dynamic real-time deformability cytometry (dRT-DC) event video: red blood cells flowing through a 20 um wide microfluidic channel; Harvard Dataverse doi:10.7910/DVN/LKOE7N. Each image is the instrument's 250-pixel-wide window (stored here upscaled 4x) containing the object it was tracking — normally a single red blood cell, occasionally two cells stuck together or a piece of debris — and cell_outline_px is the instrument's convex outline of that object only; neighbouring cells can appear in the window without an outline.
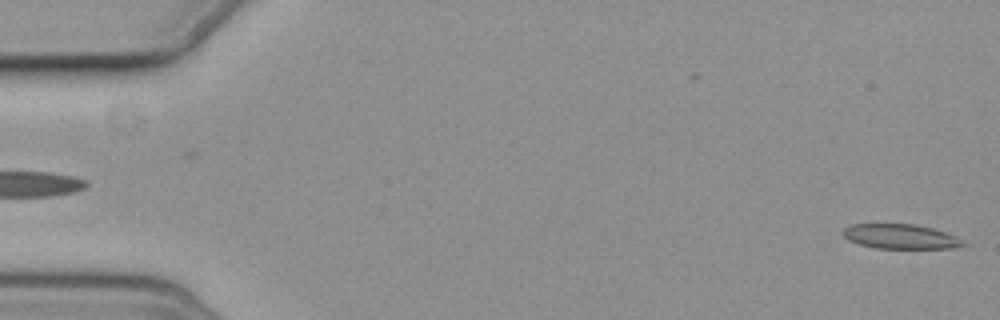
{"species": "common noctule bat (a hibernating species)", "species_latin": "Nyctalus noctula", "temperature_condition": "cold", "stored_images_in_passage": 4, "segment_of_instrument_passage": [2, 2], "camera_frame_rate_fps": 3000, "um_per_image_px": 0.085, "animal": {"sex": "female", "body_mass_g": 19.3, "forearm_length_mm": 54.1}, "frame": {"image": 1, "passage_image": 4, "time_ms": 4.333, "image_size_px": [1000, 320], "cell_outline_px": [[972, 244], [956, 248], [876, 248], [860, 244], [848, 240], [840, 232], [844, 228], [852, 224], [916, 224], [932, 228], [956, 236]], "centroid_in_image_um": [76.6, 20.11], "position_along_channel_um": 8.4, "area_um2": 17.46}}